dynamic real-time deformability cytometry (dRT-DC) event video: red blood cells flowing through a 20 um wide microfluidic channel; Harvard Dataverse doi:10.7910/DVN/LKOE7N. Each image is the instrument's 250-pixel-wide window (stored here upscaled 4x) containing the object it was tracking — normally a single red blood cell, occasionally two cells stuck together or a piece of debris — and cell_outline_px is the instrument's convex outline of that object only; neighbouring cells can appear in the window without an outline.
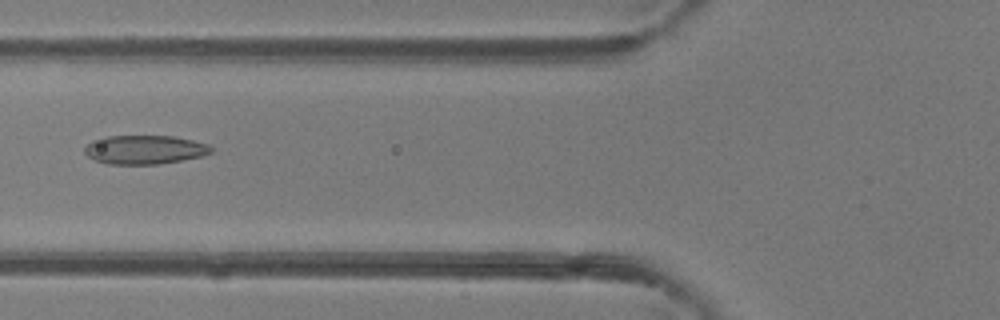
{"species": "common noctule bat (a hibernating species)", "species_latin": "Nyctalus noctula", "temperature_condition": "room temperature", "stored_images_in_passage": 22, "camera_frame_rate_fps": 3000, "um_per_image_px": 0.085, "animal": {"sex": "female"}, "frame": {"image": 1, "passage_image": 4, "time_ms": 1.0, "image_size_px": [1000, 320], "cell_outline_px": [[212, 152], [200, 156], [180, 160], [156, 164], [108, 164], [96, 160], [88, 156], [84, 152], [84, 148], [92, 140], [104, 136], [172, 136], [192, 140], [208, 144], [212, 148]], "centroid_in_image_um": [12.26, 12.71], "position_along_channel_um": 113.5, "area_um2": 21.1}}
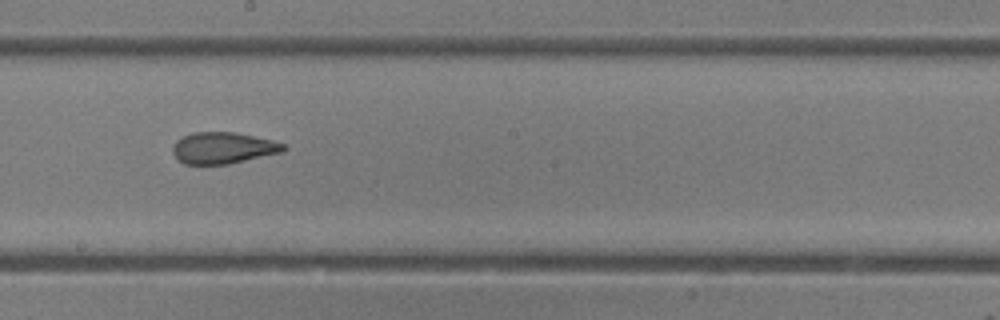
{"frame": {"image": 2, "passage_image": 12, "time_ms": 3.667, "image_size_px": [1000, 320], "cell_outline_px": [[288, 148], [280, 152], [228, 164], [184, 164], [172, 152], [172, 144], [176, 140], [192, 132], [232, 132], [272, 140], [284, 144]], "centroid_in_image_um": [18.92, 12.57], "position_along_channel_um": 229.3, "area_um2": 20.06}}
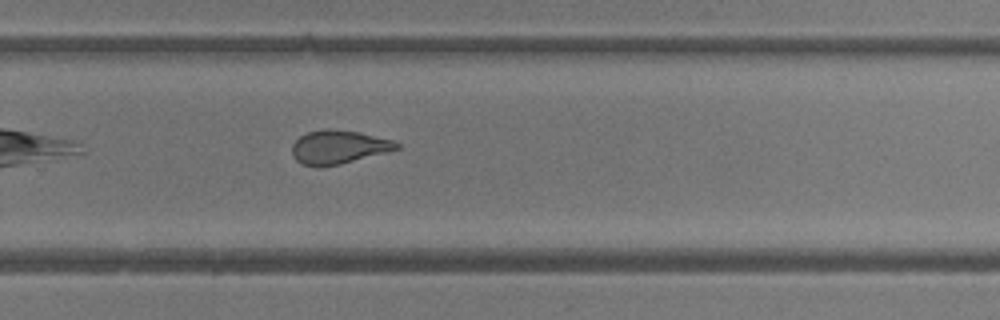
{"frame": {"image": 3, "passage_image": 17, "time_ms": 5.333, "image_size_px": [1000, 320], "cell_outline_px": [[400, 148], [388, 152], [340, 164], [320, 168], [316, 168], [304, 164], [296, 160], [292, 156], [292, 144], [300, 136], [308, 132], [328, 128], [332, 128], [360, 132], [392, 140], [400, 144]], "centroid_in_image_um": [28.76, 12.51], "position_along_channel_um": 301.0, "area_um2": 20.69}}